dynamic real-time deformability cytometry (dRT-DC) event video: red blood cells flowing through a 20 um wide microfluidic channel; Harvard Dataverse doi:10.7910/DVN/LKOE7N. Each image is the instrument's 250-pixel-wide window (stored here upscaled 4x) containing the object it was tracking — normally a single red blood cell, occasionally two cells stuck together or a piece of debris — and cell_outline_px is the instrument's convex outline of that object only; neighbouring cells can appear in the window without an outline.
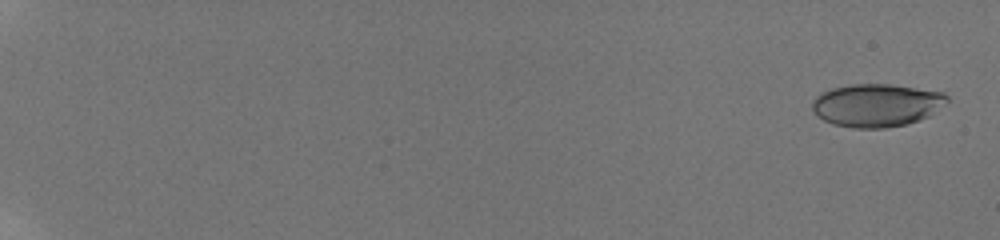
{"species": "human", "species_latin": "Homo sapiens", "temperature_condition": "room temperature", "stored_images_in_passage": 29, "camera_frame_rate_fps": 3000, "um_per_image_px": 0.085, "donor": {"sex": "male"}, "frame": {"image": 1, "passage_image": 2, "time_ms": 0.667, "image_size_px": [1000, 240], "cell_outline_px": [[948, 100], [928, 116], [908, 124], [884, 128], [852, 128], [832, 124], [824, 120], [812, 112], [812, 100], [820, 92], [832, 88], [852, 84], [888, 84], [944, 92], [948, 96]], "centroid_in_image_um": [74.46, 8.94], "position_along_channel_um": 10.5, "area_um2": 33.76}}
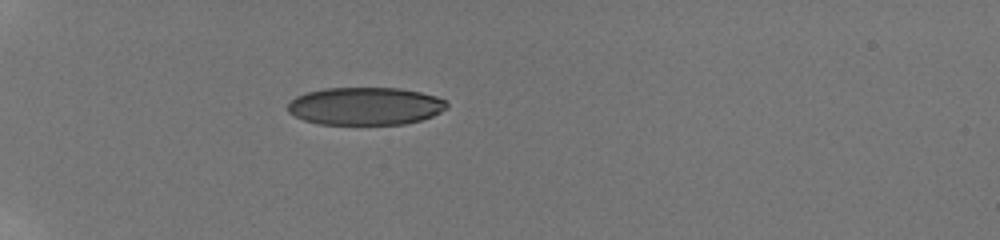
{"frame": {"image": 2, "passage_image": 20, "time_ms": 7.0, "image_size_px": [1000, 240], "cell_outline_px": [[448, 108], [432, 116], [420, 120], [404, 124], [320, 124], [304, 120], [288, 112], [288, 104], [296, 96], [304, 92], [324, 88], [400, 88], [420, 92], [436, 96], [444, 100], [448, 104]], "centroid_in_image_um": [31.05, 9.01], "position_along_channel_um": 54.0, "area_um2": 35.03}}
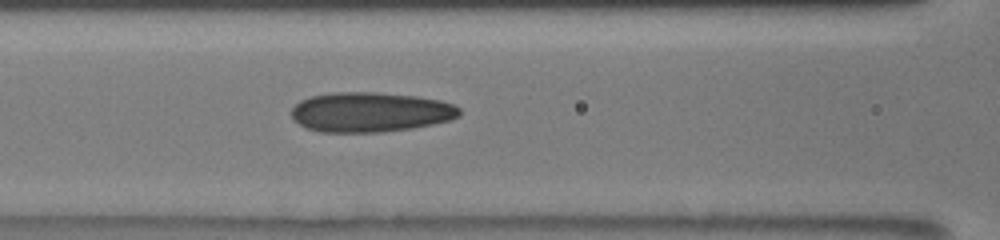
{"frame": {"image": 3, "passage_image": 29, "time_ms": 10.0, "image_size_px": [1000, 240], "cell_outline_px": [[460, 116], [452, 120], [412, 128], [384, 132], [320, 132], [308, 128], [292, 120], [292, 108], [300, 100], [312, 96], [332, 92], [376, 92], [416, 96], [440, 100], [452, 104], [460, 108]], "centroid_in_image_um": [31.49, 9.53], "position_along_channel_um": 135.1, "area_um2": 39.13}}